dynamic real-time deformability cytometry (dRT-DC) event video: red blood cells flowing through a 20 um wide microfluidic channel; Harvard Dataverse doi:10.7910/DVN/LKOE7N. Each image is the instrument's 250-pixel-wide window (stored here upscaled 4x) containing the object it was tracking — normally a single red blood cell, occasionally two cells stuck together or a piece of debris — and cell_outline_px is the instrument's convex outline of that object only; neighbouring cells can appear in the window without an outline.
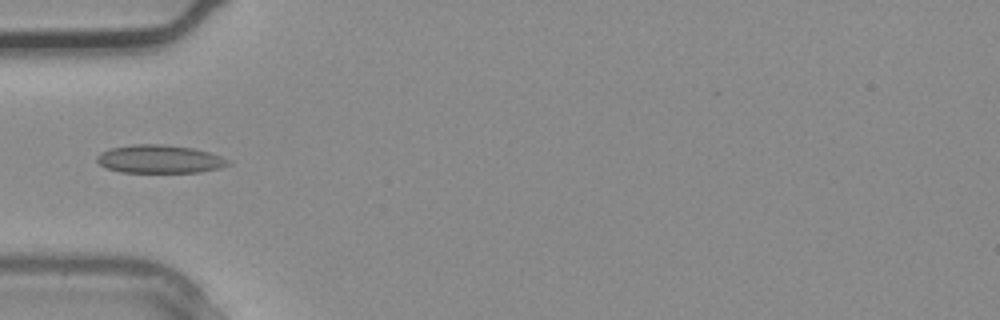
{"species": "common noctule bat (a hibernating species)", "species_latin": "Nyctalus noctula", "temperature_condition": "warm", "stored_images_in_passage": 2, "camera_frame_rate_fps": 3000, "um_per_image_px": 0.085, "animal": {"sex": "male", "body_mass_g": 20.4}, "frame": {"image": 1, "passage_image": 2, "time_ms": 0.333, "image_size_px": [1000, 320], "cell_outline_px": [[232, 164], [220, 168], [200, 172], [120, 172], [108, 168], [100, 164], [96, 160], [96, 156], [100, 152], [112, 148], [132, 144], [160, 144], [196, 148], [232, 160]], "centroid_in_image_um": [13.61, 13.52], "position_along_channel_um": 71.4, "area_um2": 21.68}}